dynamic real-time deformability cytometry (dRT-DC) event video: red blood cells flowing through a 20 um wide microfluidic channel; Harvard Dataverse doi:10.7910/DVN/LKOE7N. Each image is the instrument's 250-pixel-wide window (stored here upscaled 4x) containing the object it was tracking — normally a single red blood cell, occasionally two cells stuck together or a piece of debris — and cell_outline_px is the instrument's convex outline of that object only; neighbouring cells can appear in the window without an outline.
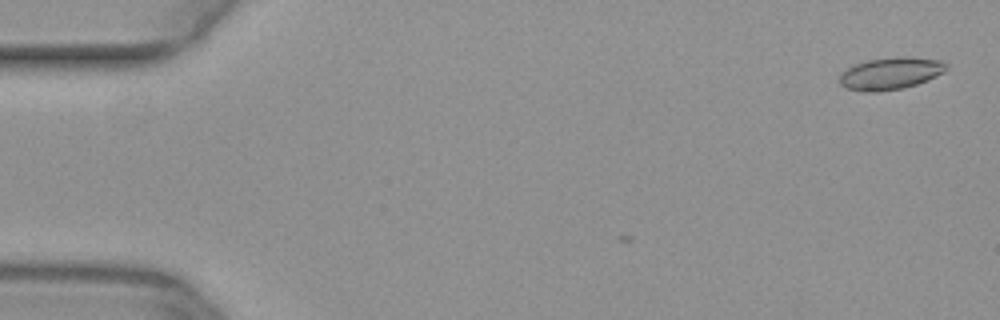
{"species": "common noctule bat (a hibernating species)", "species_latin": "Nyctalus noctula", "temperature_condition": "warm", "stored_images_in_passage": 2, "camera_frame_rate_fps": 3000, "um_per_image_px": 0.085, "animal": {"sex": "female", "body_mass_g": 29.2, "forearm_length_mm": 56.3}, "frame": {"image": 1, "passage_image": 2, "time_ms": 0.333, "image_size_px": [1000, 320], "cell_outline_px": [[948, 68], [944, 72], [928, 80], [904, 88], [876, 92], [864, 92], [848, 88], [840, 84], [840, 72], [856, 64], [868, 60], [896, 56], [908, 56], [940, 60], [948, 64]], "centroid_in_image_um": [75.72, 6.23], "position_along_channel_um": 9.3, "area_um2": 20.11}}